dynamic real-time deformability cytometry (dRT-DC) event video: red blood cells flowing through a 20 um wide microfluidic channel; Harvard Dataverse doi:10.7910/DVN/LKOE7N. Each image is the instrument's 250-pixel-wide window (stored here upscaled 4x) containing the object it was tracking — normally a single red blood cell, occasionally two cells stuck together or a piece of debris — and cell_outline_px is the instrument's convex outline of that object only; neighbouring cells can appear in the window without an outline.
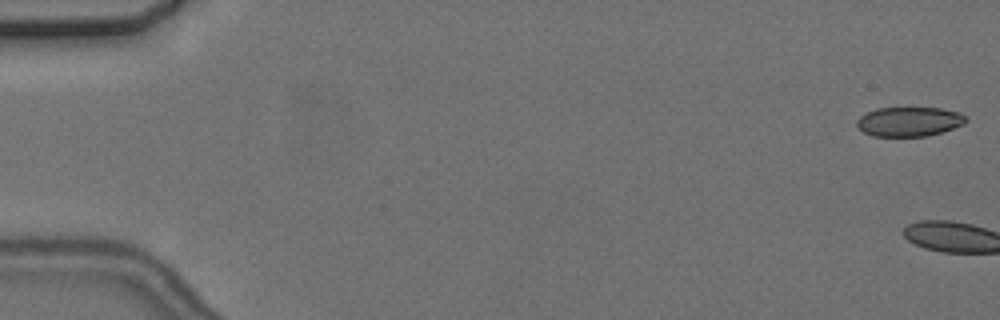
{"species": "common noctule bat (a hibernating species)", "species_latin": "Nyctalus noctula", "temperature_condition": "cold", "stored_images_in_passage": 7, "camera_frame_rate_fps": 3000, "um_per_image_px": 0.085, "animal": {"sex": "female", "body_mass_g": 24.6, "forearm_length_mm": 56.2}, "frame": {"image": 1, "passage_image": 1, "time_ms": 0.0, "image_size_px": [1000, 320], "cell_outline_px": [[968, 120], [964, 124], [928, 136], [872, 136], [864, 132], [856, 124], [856, 120], [860, 116], [876, 108], [940, 108], [960, 112]], "centroid_in_image_um": [77.27, 10.33], "position_along_channel_um": 7.7, "area_um2": 18.61}}